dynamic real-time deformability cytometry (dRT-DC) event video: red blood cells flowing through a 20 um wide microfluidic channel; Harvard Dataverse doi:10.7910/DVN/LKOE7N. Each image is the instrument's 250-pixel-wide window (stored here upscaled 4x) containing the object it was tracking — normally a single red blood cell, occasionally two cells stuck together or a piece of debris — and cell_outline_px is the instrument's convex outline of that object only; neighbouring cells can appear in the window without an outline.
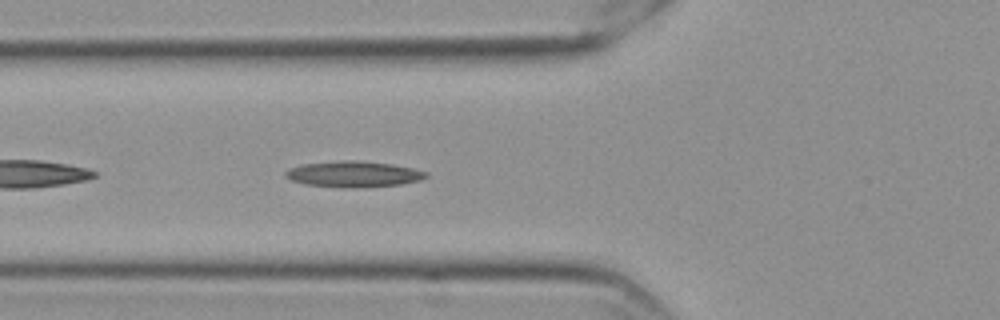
{"species": "Egyptian fruit bat (a non-hibernating species)", "species_latin": "Rousettus aegyptiacus", "temperature_condition": "cold", "stored_images_in_passage": 41, "camera_frame_rate_fps": 3000, "um_per_image_px": 0.085, "frame": {"image": 1, "passage_image": 5, "time_ms": 1.333, "image_size_px": [1000, 320], "cell_outline_px": [[428, 176], [420, 180], [400, 184], [356, 188], [344, 188], [304, 184], [292, 180], [284, 176], [284, 172], [288, 168], [300, 164], [344, 160], [356, 160], [392, 164], [412, 168], [428, 172]], "centroid_in_image_um": [30.01, 14.8], "position_along_channel_um": 95.8, "area_um2": 21.39}}
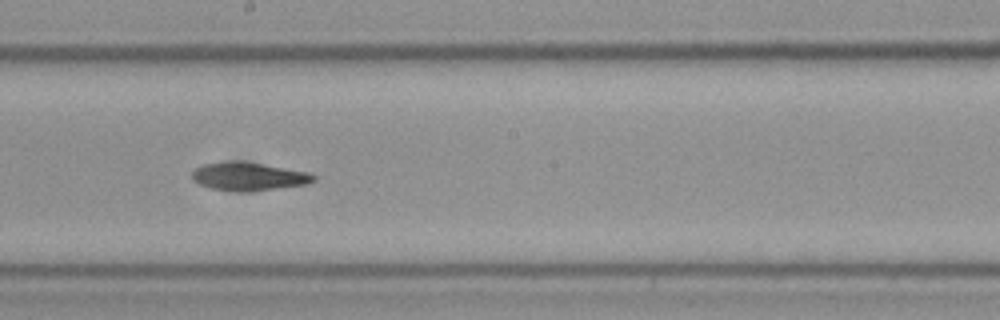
{"frame": {"image": 2, "passage_image": 16, "time_ms": 5.0, "image_size_px": [1000, 320], "cell_outline_px": [[316, 180], [308, 184], [276, 188], [212, 188], [200, 184], [192, 180], [192, 172], [196, 168], [204, 164], [260, 164], [308, 172], [316, 176]], "centroid_in_image_um": [21.21, 14.99], "position_along_channel_um": 227.0, "area_um2": 17.92}}
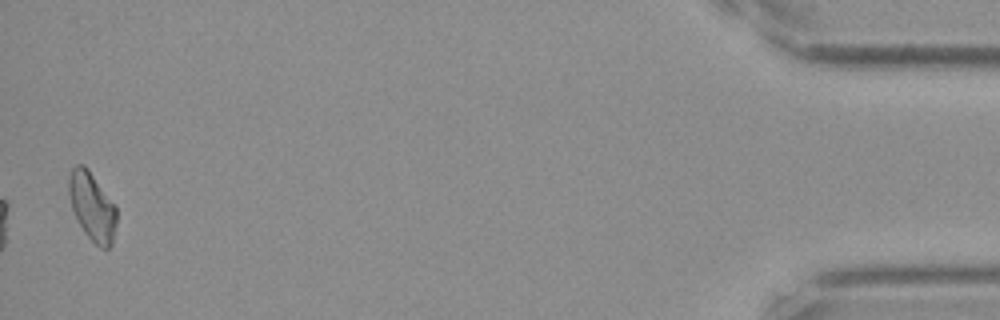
{"frame": {"image": 3, "passage_image": 40, "time_ms": 13.0, "image_size_px": [1000, 320], "cell_outline_px": [[116, 224], [112, 244], [108, 248], [100, 248], [84, 232], [72, 208], [68, 192], [68, 176], [72, 168], [76, 164], [84, 164], [88, 168], [116, 204]], "centroid_in_image_um": [7.84, 17.51], "position_along_channel_um": 427.4, "area_um2": 19.13}}